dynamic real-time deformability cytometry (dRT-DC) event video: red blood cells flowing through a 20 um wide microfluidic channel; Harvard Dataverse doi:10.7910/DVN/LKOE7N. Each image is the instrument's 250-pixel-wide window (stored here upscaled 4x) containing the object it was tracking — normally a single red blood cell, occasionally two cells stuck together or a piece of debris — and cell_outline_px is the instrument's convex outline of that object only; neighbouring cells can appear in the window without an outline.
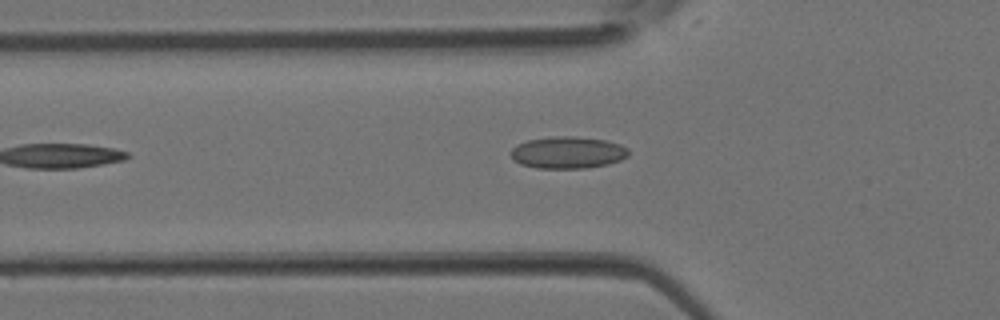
{"species": "Egyptian fruit bat (a non-hibernating species)", "species_latin": "Rousettus aegyptiacus", "temperature_condition": "room temperature", "stored_images_in_passage": 3, "camera_frame_rate_fps": 3000, "um_per_image_px": 0.085, "animal": {"sex": "female"}, "frame": {"image": 1, "passage_image": 3, "time_ms": 0.667, "image_size_px": [1000, 320], "cell_outline_px": [[628, 156], [620, 160], [608, 164], [588, 168], [536, 168], [520, 164], [512, 160], [512, 148], [516, 144], [528, 140], [552, 136], [572, 136], [604, 140], [620, 144], [628, 148]], "centroid_in_image_um": [48.24, 12.97], "position_along_channel_um": 77.6, "area_um2": 21.96}}